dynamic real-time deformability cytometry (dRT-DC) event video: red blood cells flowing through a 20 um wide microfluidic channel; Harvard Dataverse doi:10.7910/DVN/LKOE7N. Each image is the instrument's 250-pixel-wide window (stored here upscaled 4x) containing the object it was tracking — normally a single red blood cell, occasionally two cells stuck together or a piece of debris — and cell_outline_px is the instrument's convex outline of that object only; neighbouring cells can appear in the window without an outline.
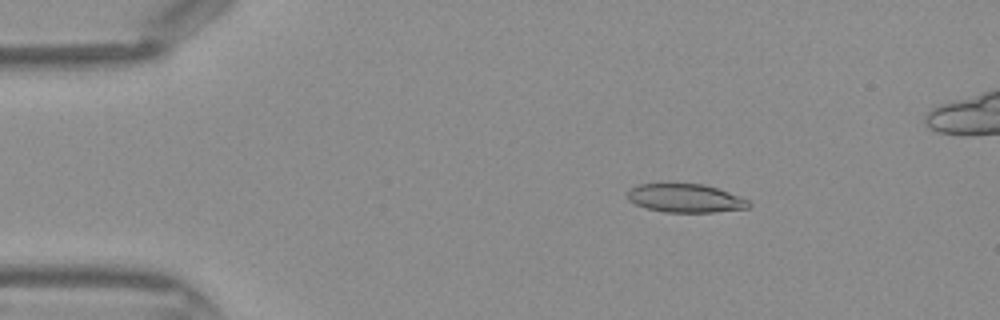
{"species": "Egyptian fruit bat (a non-hibernating species)", "species_latin": "Rousettus aegyptiacus", "temperature_condition": "warm", "stored_images_in_passage": 40, "camera_frame_rate_fps": 3000, "um_per_image_px": 0.085, "frame": {"image": 1, "passage_image": 3, "time_ms": 0.667, "image_size_px": [1000, 320], "cell_outline_px": [[752, 204], [748, 208], [712, 212], [664, 212], [648, 208], [636, 204], [628, 200], [628, 192], [632, 188], [640, 184], [704, 184], [728, 192], [748, 200]], "centroid_in_image_um": [58.28, 16.85], "position_along_channel_um": 26.7, "area_um2": 19.83}}
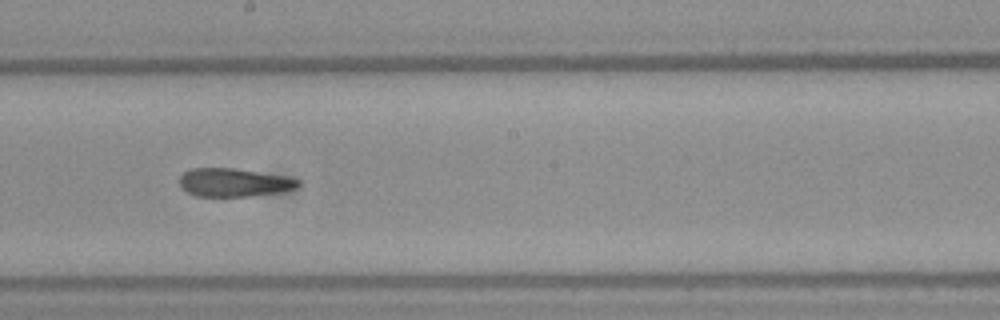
{"frame": {"image": 2, "passage_image": 20, "time_ms": 6.333, "image_size_px": [1000, 320], "cell_outline_px": [[300, 184], [296, 188], [280, 192], [248, 196], [196, 196], [180, 188], [180, 176], [184, 172], [192, 168], [232, 168], [284, 176], [300, 180]], "centroid_in_image_um": [19.86, 15.51], "position_along_channel_um": 228.3, "area_um2": 19.42}}
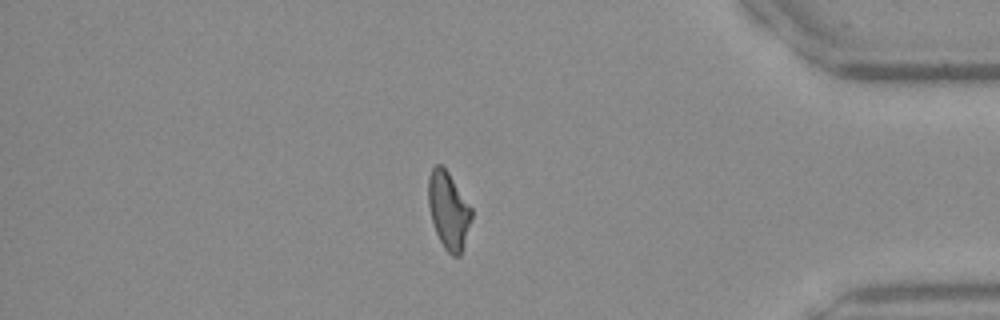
{"frame": {"image": 3, "passage_image": 33, "time_ms": 10.667, "image_size_px": [1000, 320], "cell_outline_px": [[472, 220], [460, 256], [452, 256], [444, 248], [436, 232], [432, 220], [428, 204], [428, 176], [432, 168], [436, 164], [440, 164], [448, 172], [472, 208]], "centroid_in_image_um": [38.12, 17.88], "position_along_channel_um": 397.1, "area_um2": 19.36}}